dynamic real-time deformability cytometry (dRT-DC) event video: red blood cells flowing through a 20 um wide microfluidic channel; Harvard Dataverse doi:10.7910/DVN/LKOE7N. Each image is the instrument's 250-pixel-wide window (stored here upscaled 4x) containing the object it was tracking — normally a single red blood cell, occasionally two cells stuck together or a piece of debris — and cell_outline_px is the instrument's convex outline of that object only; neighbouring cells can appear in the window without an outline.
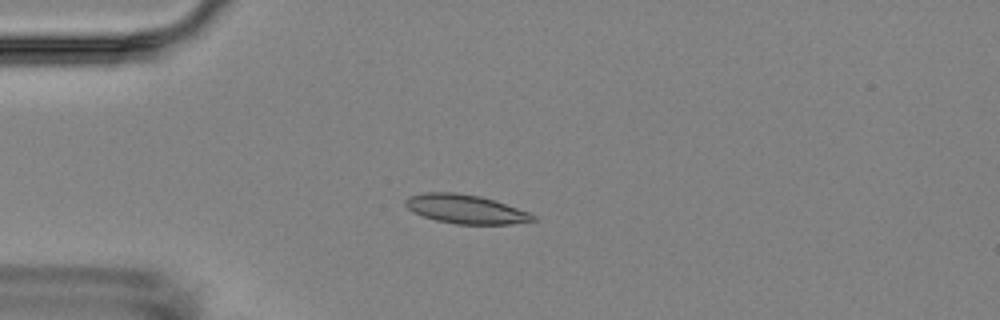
{"species": "Egyptian fruit bat (a non-hibernating species)", "species_latin": "Rousettus aegyptiacus", "temperature_condition": "room temperature", "stored_images_in_passage": 6, "camera_frame_rate_fps": 3000, "um_per_image_px": 0.085, "animal": {"sex": "female"}, "frame": {"image": 1, "passage_image": 3, "time_ms": 2.667, "image_size_px": [1000, 320], "cell_outline_px": [[536, 220], [512, 224], [456, 224], [436, 220], [424, 216], [408, 208], [404, 204], [404, 200], [408, 196], [424, 192], [456, 192], [480, 196], [496, 200], [528, 212], [536, 216]], "centroid_in_image_um": [39.58, 17.76], "position_along_channel_um": 45.4, "area_um2": 21.5}}